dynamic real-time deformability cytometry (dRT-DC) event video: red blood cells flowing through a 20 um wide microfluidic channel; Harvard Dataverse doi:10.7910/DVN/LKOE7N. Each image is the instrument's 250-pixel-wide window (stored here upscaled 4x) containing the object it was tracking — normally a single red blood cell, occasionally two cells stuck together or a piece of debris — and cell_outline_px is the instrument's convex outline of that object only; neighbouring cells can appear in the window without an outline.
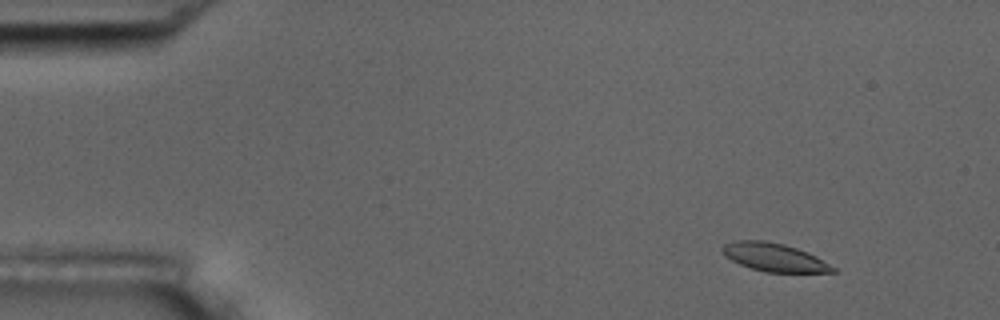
{"species": "common noctule bat (a hibernating species)", "species_latin": "Nyctalus noctula", "temperature_condition": "room temperature", "stored_images_in_passage": 5, "segment_of_instrument_passage": [1, 2], "camera_frame_rate_fps": 3000, "um_per_image_px": 0.085, "animal": {"sex": "male", "body_mass_g": 17.5, "forearm_length_mm": 52.3}, "frame": {"image": 1, "passage_image": 1, "time_ms": 0.0, "image_size_px": [1000, 320], "cell_outline_px": [[836, 272], [764, 272], [740, 264], [724, 256], [720, 248], [724, 244], [736, 240], [764, 240], [784, 244], [808, 252], [816, 256], [836, 268]], "centroid_in_image_um": [65.78, 21.86], "position_along_channel_um": 19.2, "area_um2": 18.15}}